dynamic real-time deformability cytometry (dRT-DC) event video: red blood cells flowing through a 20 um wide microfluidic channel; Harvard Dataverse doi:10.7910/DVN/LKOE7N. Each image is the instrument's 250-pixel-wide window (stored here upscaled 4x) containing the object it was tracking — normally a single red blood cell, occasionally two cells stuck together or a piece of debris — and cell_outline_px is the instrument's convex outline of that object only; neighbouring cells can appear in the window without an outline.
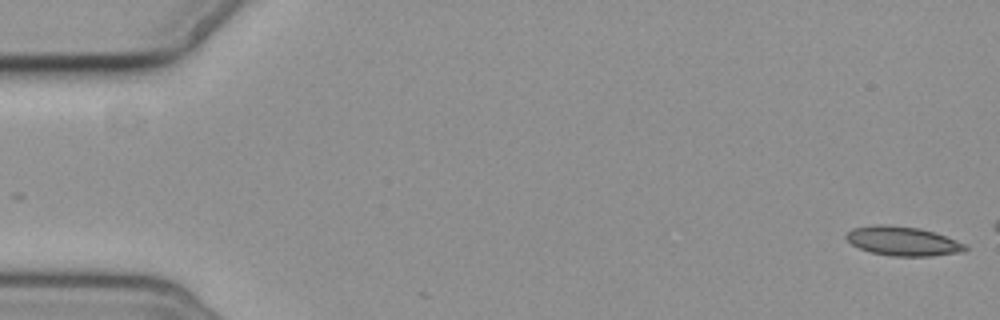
{"species": "common noctule bat (a hibernating species)", "species_latin": "Nyctalus noctula", "temperature_condition": "cold", "stored_images_in_passage": 5, "segment_of_instrument_passage": [2, 2], "camera_frame_rate_fps": 3000, "um_per_image_px": 0.085, "animal": {"sex": "female", "body_mass_g": 19.3, "forearm_length_mm": 54.1}, "frame": {"image": 1, "passage_image": 5, "time_ms": 4.667, "image_size_px": [1000, 320], "cell_outline_px": [[968, 248], [964, 252], [932, 256], [892, 256], [872, 252], [860, 248], [852, 244], [844, 236], [852, 228], [876, 224], [888, 224], [920, 228], [968, 244]], "centroid_in_image_um": [76.76, 20.49], "position_along_channel_um": 8.2, "area_um2": 20.29}}